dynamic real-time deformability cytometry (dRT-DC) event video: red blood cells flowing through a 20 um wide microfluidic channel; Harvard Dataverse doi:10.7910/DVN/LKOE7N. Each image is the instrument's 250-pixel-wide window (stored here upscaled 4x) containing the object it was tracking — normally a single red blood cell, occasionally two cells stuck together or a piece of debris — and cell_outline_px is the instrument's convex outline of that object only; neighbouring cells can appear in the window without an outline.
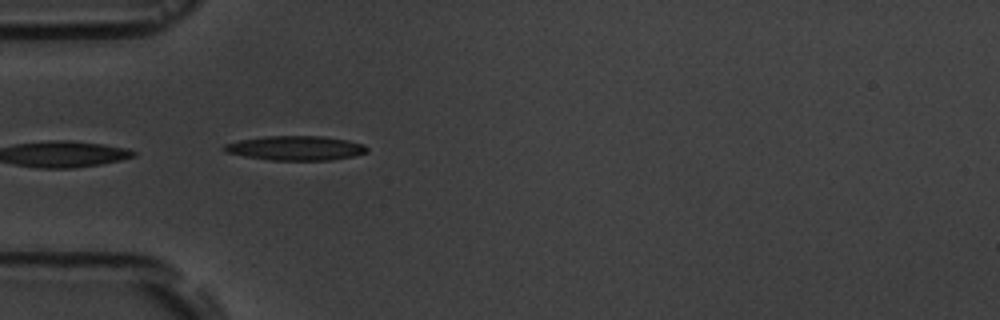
{"species": "common noctule bat (a hibernating species)", "species_latin": "Nyctalus noctula", "temperature_condition": "room temperature", "stored_images_in_passage": 6, "camera_frame_rate_fps": 3000, "um_per_image_px": 0.085, "animal": {"sex": "male", "body_mass_g": 19.5, "forearm_length_mm": 54.6}, "frame": {"image": 1, "passage_image": 4, "time_ms": 4.0, "image_size_px": [1000, 320], "cell_outline_px": [[368, 152], [352, 156], [332, 160], [268, 160], [244, 156], [224, 152], [220, 148], [224, 144], [240, 140], [264, 136], [324, 136], [348, 140], [364, 144], [368, 148]], "centroid_in_image_um": [25.1, 12.58], "position_along_channel_um": 59.9, "area_um2": 20.52}}
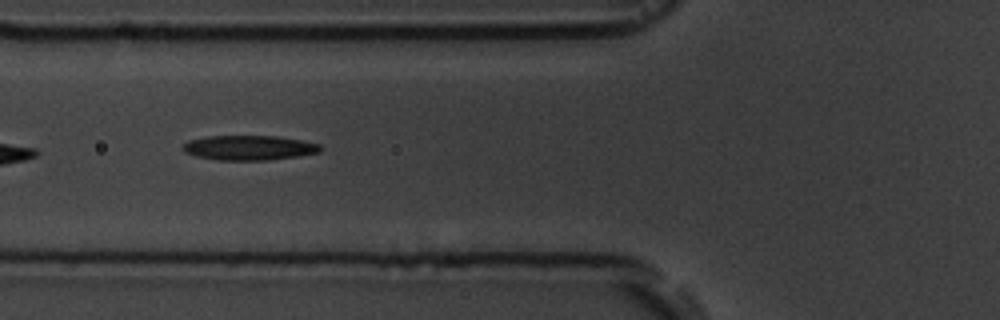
{"frame": {"image": 2, "passage_image": 5, "time_ms": 5.333, "image_size_px": [1000, 320], "cell_outline_px": [[324, 148], [320, 152], [296, 156], [268, 160], [216, 160], [196, 156], [184, 152], [180, 148], [188, 140], [208, 136], [276, 136], [300, 140], [320, 144]], "centroid_in_image_um": [21.15, 12.56], "position_along_channel_um": 104.7, "area_um2": 19.88}}
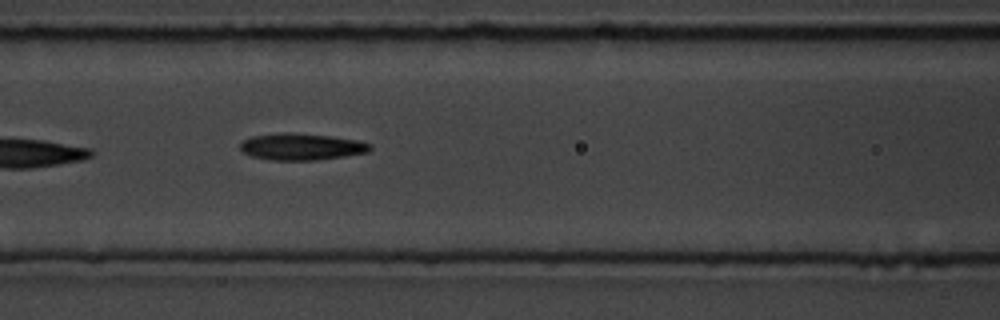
{"frame": {"image": 3, "passage_image": 6, "time_ms": 6.333, "image_size_px": [1000, 320], "cell_outline_px": [[372, 148], [368, 152], [344, 156], [316, 160], [272, 160], [252, 156], [244, 152], [240, 148], [240, 144], [244, 140], [252, 136], [284, 132], [288, 132], [332, 136], [360, 140], [372, 144]], "centroid_in_image_um": [25.66, 12.46], "position_along_channel_um": 140.9, "area_um2": 20.23}}